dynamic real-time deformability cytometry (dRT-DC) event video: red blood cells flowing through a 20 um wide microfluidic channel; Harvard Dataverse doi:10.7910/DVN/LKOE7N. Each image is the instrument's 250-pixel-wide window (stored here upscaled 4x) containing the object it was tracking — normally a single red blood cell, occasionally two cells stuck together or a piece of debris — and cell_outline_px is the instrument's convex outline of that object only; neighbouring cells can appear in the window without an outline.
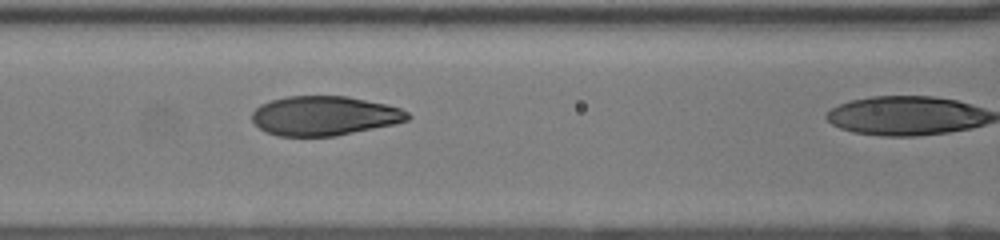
{"species": "human", "species_latin": "Homo sapiens", "temperature_condition": "room temperature", "stored_images_in_passage": 10, "camera_frame_rate_fps": 3000, "um_per_image_px": 0.085, "donor": {"sex": "female"}, "frame": {"image": 1, "passage_image": 9, "time_ms": 2.667, "image_size_px": [1000, 240], "cell_outline_px": [[412, 116], [408, 120], [392, 124], [336, 136], [280, 136], [268, 132], [260, 128], [252, 120], [252, 112], [260, 104], [272, 100], [288, 96], [348, 96], [388, 104], [400, 108], [408, 112]], "centroid_in_image_um": [27.58, 9.83], "position_along_channel_um": 139.0, "area_um2": 35.66}}